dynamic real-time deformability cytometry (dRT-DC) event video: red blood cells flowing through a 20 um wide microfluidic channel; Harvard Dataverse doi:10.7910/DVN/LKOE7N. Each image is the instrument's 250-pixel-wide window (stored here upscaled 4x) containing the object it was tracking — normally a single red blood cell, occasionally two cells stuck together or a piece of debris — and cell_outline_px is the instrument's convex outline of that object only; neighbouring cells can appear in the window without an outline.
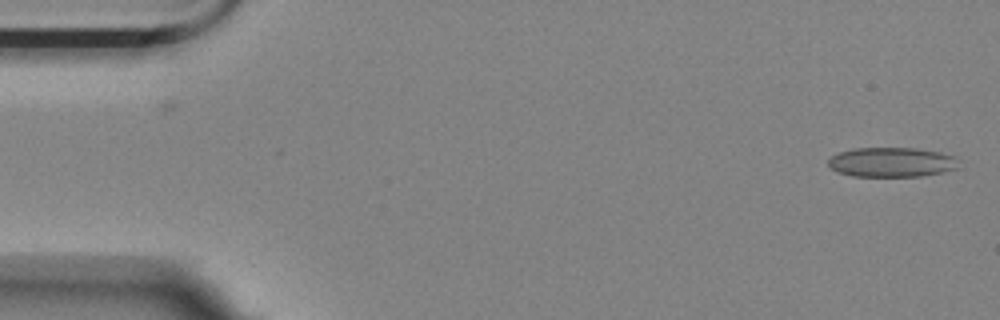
{"species": "Egyptian fruit bat (a non-hibernating species)", "species_latin": "Rousettus aegyptiacus", "temperature_condition": "room temperature", "stored_images_in_passage": 9, "camera_frame_rate_fps": 3000, "um_per_image_px": 0.085, "animal": {"sex": "female"}, "frame": {"image": 1, "passage_image": 1, "time_ms": 0.0, "image_size_px": [1000, 320], "cell_outline_px": [[960, 168], [944, 172], [920, 176], [852, 176], [836, 172], [828, 164], [828, 160], [832, 156], [840, 152], [852, 148], [916, 148], [940, 152], [952, 156]], "centroid_in_image_um": [75.77, 13.79], "position_along_channel_um": 9.2, "area_um2": 22.48}}